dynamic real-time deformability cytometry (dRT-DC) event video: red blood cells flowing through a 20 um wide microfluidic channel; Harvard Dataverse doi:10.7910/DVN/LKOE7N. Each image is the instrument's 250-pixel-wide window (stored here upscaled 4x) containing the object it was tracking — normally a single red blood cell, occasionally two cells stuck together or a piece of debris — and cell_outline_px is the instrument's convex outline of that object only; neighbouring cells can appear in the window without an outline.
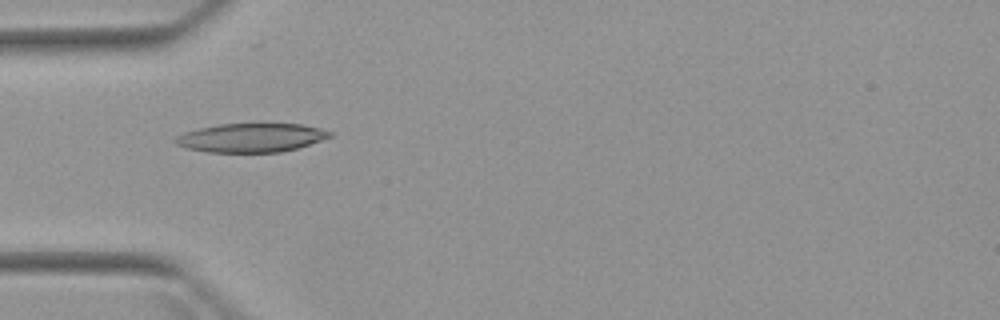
{"species": "Egyptian fruit bat (a non-hibernating species)", "species_latin": "Rousettus aegyptiacus", "temperature_condition": "warm", "stored_images_in_passage": 3, "camera_frame_rate_fps": 3000, "um_per_image_px": 0.085, "animal": {"sex": "female"}, "frame": {"image": 1, "passage_image": 1, "time_ms": 0.0, "image_size_px": [1000, 320], "cell_outline_px": [[332, 136], [296, 148], [280, 152], [208, 152], [188, 148], [176, 144], [172, 140], [176, 136], [184, 132], [200, 128], [220, 124], [300, 124], [320, 128], [332, 132]], "centroid_in_image_um": [21.32, 11.7], "position_along_channel_um": 63.7, "area_um2": 25.66}}
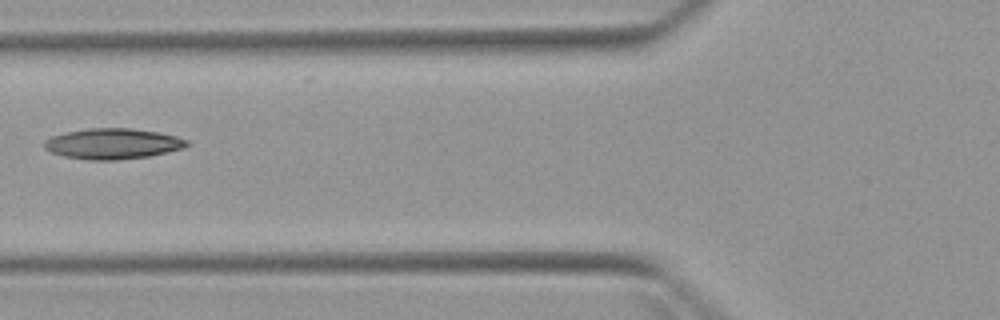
{"frame": {"image": 2, "passage_image": 2, "time_ms": 1.333, "image_size_px": [1000, 320], "cell_outline_px": [[188, 144], [184, 148], [148, 156], [116, 160], [88, 160], [64, 156], [52, 152], [44, 148], [44, 140], [52, 136], [68, 132], [88, 128], [132, 128], [160, 132], [176, 136], [188, 140]], "centroid_in_image_um": [9.59, 12.21], "position_along_channel_um": 116.2, "area_um2": 25.37}}
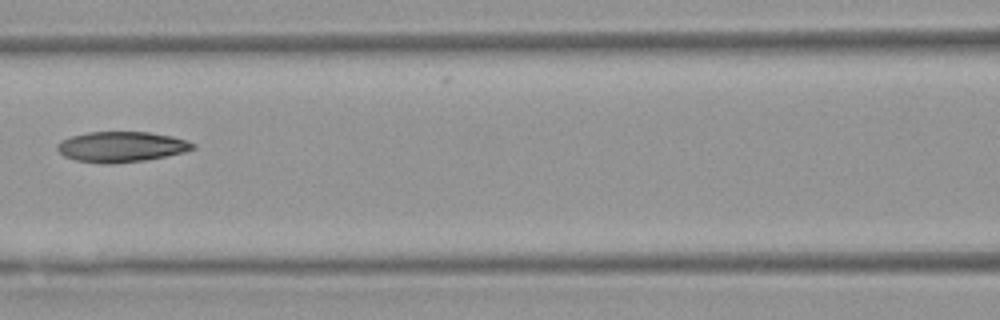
{"frame": {"image": 3, "passage_image": 3, "time_ms": 2.333, "image_size_px": [1000, 320], "cell_outline_px": [[196, 148], [184, 152], [144, 160], [112, 164], [100, 164], [76, 160], [64, 156], [56, 148], [56, 144], [60, 140], [72, 136], [88, 132], [148, 132], [172, 136], [196, 144]], "centroid_in_image_um": [10.28, 12.48], "position_along_channel_um": 156.3, "area_um2": 24.04}}